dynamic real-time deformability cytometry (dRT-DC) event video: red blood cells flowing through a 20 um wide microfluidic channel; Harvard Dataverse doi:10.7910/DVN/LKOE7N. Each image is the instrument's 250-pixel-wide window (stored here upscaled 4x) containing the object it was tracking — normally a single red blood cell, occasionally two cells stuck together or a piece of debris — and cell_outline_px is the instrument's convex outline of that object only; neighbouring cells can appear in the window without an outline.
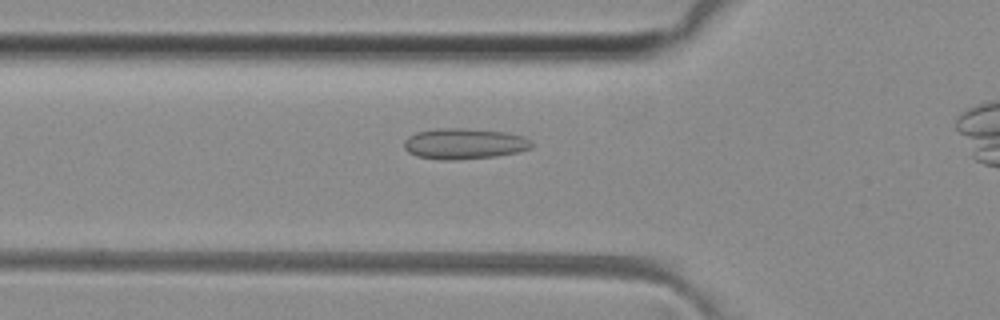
{"species": "common noctule bat (a hibernating species)", "species_latin": "Nyctalus noctula", "temperature_condition": "room temperature", "stored_images_in_passage": 35, "camera_frame_rate_fps": 3000, "um_per_image_px": 0.085, "animal": {"sex": "female", "body_mass_g": 29.2, "forearm_length_mm": 56.3}, "frame": {"image": 1, "passage_image": 11, "time_ms": 3.333, "image_size_px": [1000, 320], "cell_outline_px": [[532, 148], [520, 152], [496, 156], [452, 160], [440, 160], [416, 156], [408, 152], [404, 148], [404, 140], [408, 136], [416, 132], [436, 128], [468, 128], [504, 132], [524, 136], [532, 140]], "centroid_in_image_um": [39.46, 12.21], "position_along_channel_um": 86.3, "area_um2": 23.18}}
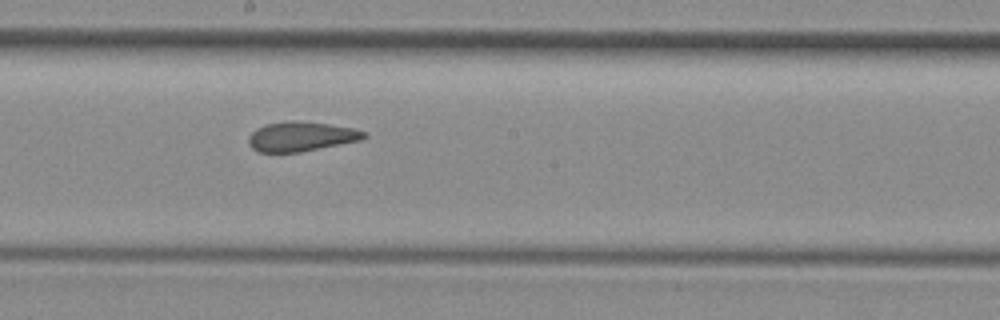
{"frame": {"image": 2, "passage_image": 21, "time_ms": 6.667, "image_size_px": [1000, 320], "cell_outline_px": [[368, 136], [360, 140], [300, 152], [256, 152], [248, 144], [248, 136], [252, 132], [268, 124], [288, 120], [292, 120], [328, 124], [356, 128], [368, 132]], "centroid_in_image_um": [25.62, 11.6], "position_along_channel_um": 222.6, "area_um2": 19.88}}
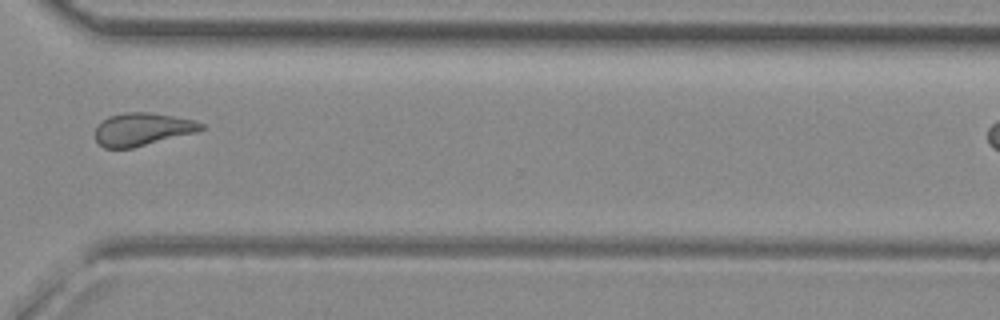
{"frame": {"image": 3, "passage_image": 31, "time_ms": 10.0, "image_size_px": [1000, 320], "cell_outline_px": [[204, 128], [196, 132], [132, 148], [104, 148], [96, 140], [96, 124], [108, 116], [124, 112], [148, 112], [196, 120], [204, 124]], "centroid_in_image_um": [12.08, 10.98], "position_along_channel_um": 358.5, "area_um2": 20.23}}